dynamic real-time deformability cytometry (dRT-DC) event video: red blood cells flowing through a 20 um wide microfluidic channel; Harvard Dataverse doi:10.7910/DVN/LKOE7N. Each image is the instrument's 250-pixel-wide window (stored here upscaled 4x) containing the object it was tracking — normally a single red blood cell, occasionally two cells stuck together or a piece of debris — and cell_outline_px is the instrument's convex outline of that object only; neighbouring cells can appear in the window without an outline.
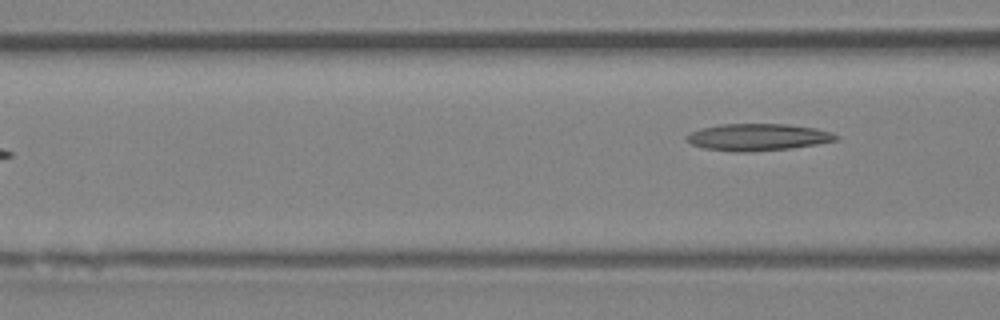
{"species": "Egyptian fruit bat (a non-hibernating species)", "species_latin": "Rousettus aegyptiacus", "temperature_condition": "room temperature", "stored_images_in_passage": 6, "camera_frame_rate_fps": 3000, "um_per_image_px": 0.085, "animal": {"sex": "female"}, "frame": {"image": 1, "passage_image": 6, "time_ms": 6.0, "image_size_px": [1000, 320], "cell_outline_px": [[840, 140], [792, 148], [752, 152], [732, 152], [704, 148], [692, 144], [688, 140], [688, 136], [692, 132], [700, 128], [720, 124], [788, 124], [816, 128], [840, 136]], "centroid_in_image_um": [64.45, 11.66], "position_along_channel_um": 102.1, "area_um2": 23.47}}